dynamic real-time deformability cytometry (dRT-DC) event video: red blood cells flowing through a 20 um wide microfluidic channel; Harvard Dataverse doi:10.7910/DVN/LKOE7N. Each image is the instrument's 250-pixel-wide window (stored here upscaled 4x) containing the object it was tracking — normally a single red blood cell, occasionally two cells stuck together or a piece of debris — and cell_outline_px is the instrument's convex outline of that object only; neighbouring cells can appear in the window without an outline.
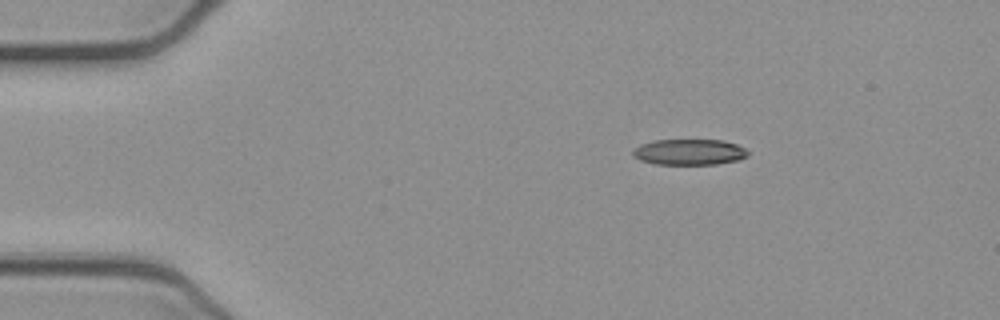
{"species": "common noctule bat (a hibernating species)", "species_latin": "Nyctalus noctula", "temperature_condition": "cold", "stored_images_in_passage": 45, "camera_frame_rate_fps": 3000, "um_per_image_px": 0.085, "animal": {"sex": "female", "body_mass_g": 21.9}, "frame": {"image": 1, "passage_image": 1, "time_ms": 0.0, "image_size_px": [1000, 320], "cell_outline_px": [[748, 156], [740, 160], [716, 164], [656, 164], [640, 160], [632, 156], [632, 152], [640, 144], [652, 140], [724, 140], [736, 144], [744, 148], [748, 152]], "centroid_in_image_um": [58.59, 12.92], "position_along_channel_um": 26.4, "area_um2": 17.4}}
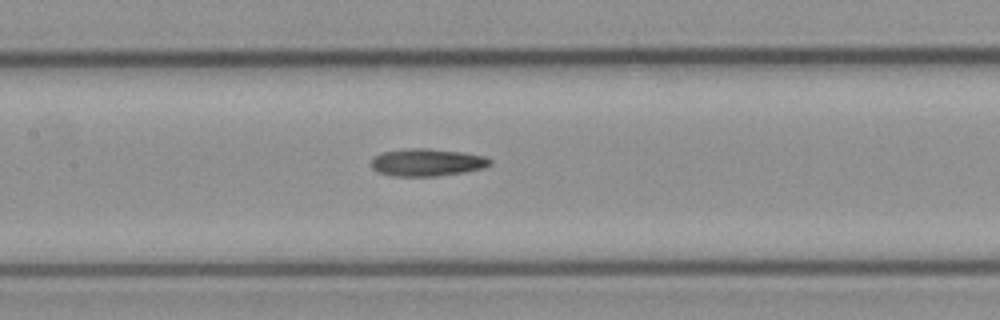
{"frame": {"image": 2, "passage_image": 17, "time_ms": 5.333, "image_size_px": [1000, 320], "cell_outline_px": [[492, 164], [484, 168], [464, 172], [436, 176], [392, 176], [376, 172], [372, 168], [372, 156], [384, 152], [408, 148], [428, 148], [460, 152], [484, 156], [492, 160]], "centroid_in_image_um": [36.28, 13.81], "position_along_channel_um": 171.1, "area_um2": 19.07}}
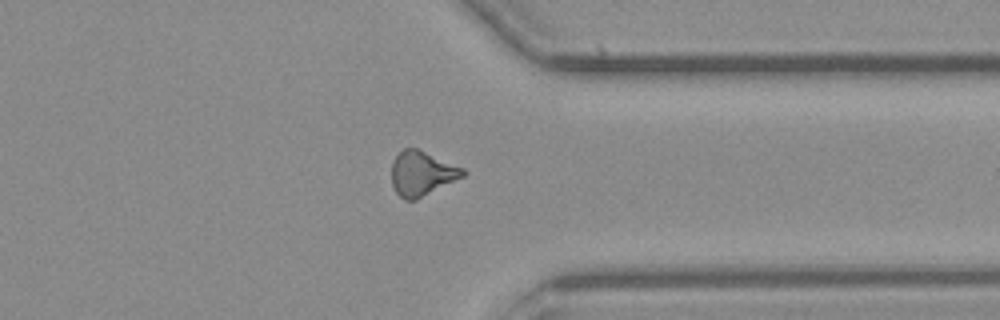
{"frame": {"image": 3, "passage_image": 33, "time_ms": 10.667, "image_size_px": [1000, 320], "cell_outline_px": [[468, 172], [464, 176], [416, 200], [404, 200], [396, 192], [392, 184], [392, 160], [404, 148], [416, 148], [464, 168]], "centroid_in_image_um": [35.86, 14.75], "position_along_channel_um": 375.5, "area_um2": 18.44}, "authors_computed_cell_mechanics": {"area_um2": 18.4382, "velocity_mm_per_s": 3.9104, "shape_relaxation_time_tau1_ms": 10.6151, "shape_relaxation_time_tau2_ms": 6.3846, "deformation_change_tau1": 0.2161, "deformation_change_tau2": 0.1767}}